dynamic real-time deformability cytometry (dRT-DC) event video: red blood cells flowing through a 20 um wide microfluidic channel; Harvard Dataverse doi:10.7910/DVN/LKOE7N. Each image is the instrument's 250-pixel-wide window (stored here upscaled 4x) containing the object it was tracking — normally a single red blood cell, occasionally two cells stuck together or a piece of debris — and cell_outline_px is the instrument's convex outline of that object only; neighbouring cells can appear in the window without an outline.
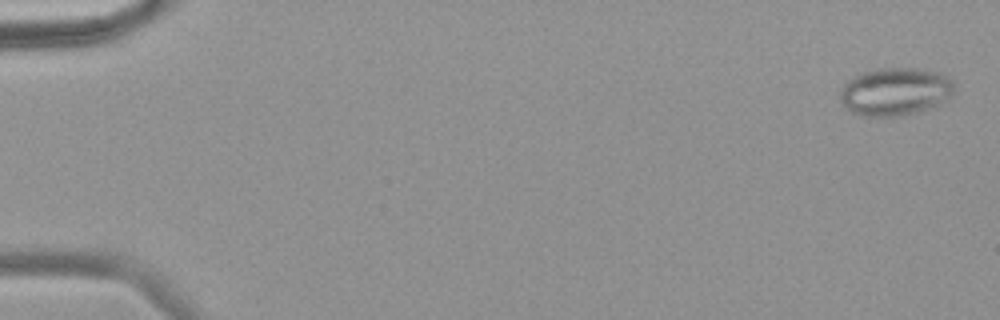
{"species": "common noctule bat (a hibernating species)", "species_latin": "Nyctalus noctula", "temperature_condition": "warm", "stored_images_in_passage": 58, "camera_frame_rate_fps": 3000, "um_per_image_px": 0.085, "animal": {"sex": "female", "body_mass_g": 18.4}, "frame": {"image": 1, "passage_image": 2, "time_ms": 0.333, "image_size_px": [1000, 320], "cell_outline_px": [[956, 88], [952, 96], [948, 100], [940, 104], [904, 116], [860, 116], [852, 112], [840, 100], [840, 92], [844, 84], [852, 76], [860, 72], [880, 68], [924, 68], [940, 72], [948, 76], [952, 80]], "centroid_in_image_um": [76.14, 7.77], "position_along_channel_um": 8.9, "area_um2": 32.43}}
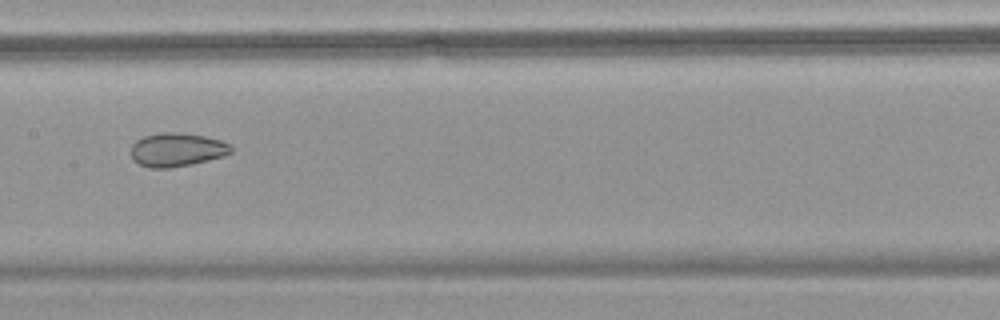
{"frame": {"image": 2, "passage_image": 31, "time_ms": 10.0, "image_size_px": [1000, 320], "cell_outline_px": [[232, 152], [224, 156], [192, 164], [168, 168], [148, 168], [132, 160], [132, 144], [136, 140], [144, 136], [164, 132], [172, 132], [204, 136], [220, 140], [232, 144]], "centroid_in_image_um": [15.05, 12.73], "position_along_channel_um": 192.4, "area_um2": 19.59}}
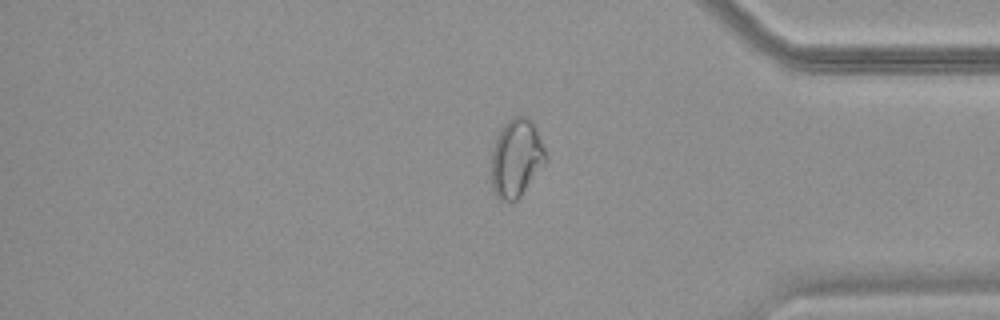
{"frame": {"image": 3, "passage_image": 49, "time_ms": 16.0, "image_size_px": [1000, 320], "cell_outline_px": [[548, 156], [520, 196], [516, 200], [500, 200], [496, 196], [492, 188], [492, 148], [496, 136], [504, 124], [508, 120], [516, 116], [528, 116], [532, 120], [548, 152]], "centroid_in_image_um": [43.88, 13.38], "position_along_channel_um": 391.3, "area_um2": 24.57}, "authors_computed_cell_mechanics": {"area_um2": 25.2297, "velocity_mm_per_s": 3.5796, "shape_relaxation_time_tau1_ms": null, "shape_relaxation_time_tau2_ms": 2.6341, "deformation_change_tau1": null, "deformation_change_tau2": 0.0722}}